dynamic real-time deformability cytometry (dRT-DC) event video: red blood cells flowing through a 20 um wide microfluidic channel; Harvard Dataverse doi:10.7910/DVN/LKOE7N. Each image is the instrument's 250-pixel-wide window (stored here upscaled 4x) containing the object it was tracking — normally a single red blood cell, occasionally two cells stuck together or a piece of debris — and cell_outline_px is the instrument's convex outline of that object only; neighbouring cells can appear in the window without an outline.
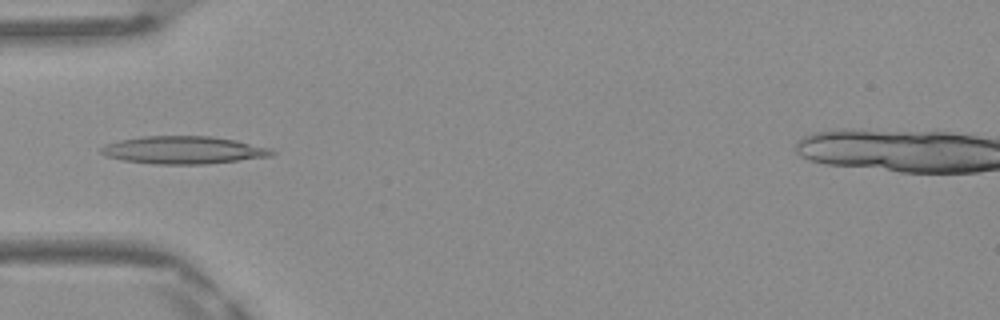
{"species": "Egyptian fruit bat (a non-hibernating species)", "species_latin": "Rousettus aegyptiacus", "temperature_condition": "warm", "stored_images_in_passage": 26, "camera_frame_rate_fps": 3000, "um_per_image_px": 0.085, "frame": {"image": 1, "passage_image": 7, "time_ms": 2.0, "image_size_px": [1000, 320], "cell_outline_px": [[276, 152], [272, 156], [204, 164], [152, 164], [124, 160], [108, 156], [100, 152], [100, 148], [104, 144], [120, 140], [144, 136], [212, 136], [236, 140], [272, 148]], "centroid_in_image_um": [15.62, 12.75], "position_along_channel_um": 69.4, "area_um2": 27.51}}
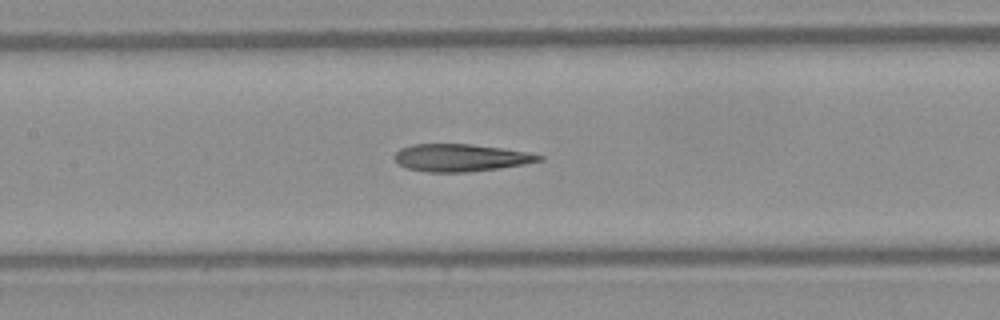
{"frame": {"image": 2, "passage_image": 14, "time_ms": 4.333, "image_size_px": [1000, 320], "cell_outline_px": [[544, 160], [524, 164], [468, 172], [428, 172], [408, 168], [400, 164], [396, 160], [396, 152], [400, 148], [412, 144], [472, 144], [528, 152], [544, 156]], "centroid_in_image_um": [39.18, 13.4], "position_along_channel_um": 168.2, "area_um2": 22.83}}
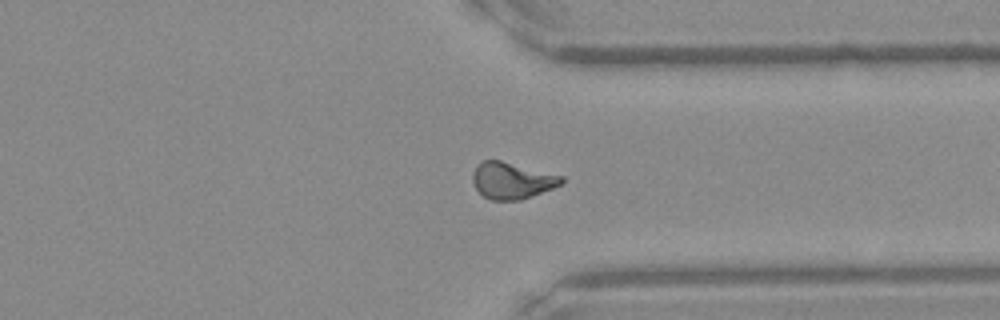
{"frame": {"image": 3, "passage_image": 25, "time_ms": 8.0, "image_size_px": [1000, 320], "cell_outline_px": [[564, 180], [560, 184], [552, 188], [532, 196], [520, 200], [492, 200], [484, 196], [476, 188], [472, 180], [472, 176], [476, 164], [480, 160], [500, 160], [564, 176]], "centroid_in_image_um": [43.49, 15.33], "position_along_channel_um": 367.9, "area_um2": 18.84}}